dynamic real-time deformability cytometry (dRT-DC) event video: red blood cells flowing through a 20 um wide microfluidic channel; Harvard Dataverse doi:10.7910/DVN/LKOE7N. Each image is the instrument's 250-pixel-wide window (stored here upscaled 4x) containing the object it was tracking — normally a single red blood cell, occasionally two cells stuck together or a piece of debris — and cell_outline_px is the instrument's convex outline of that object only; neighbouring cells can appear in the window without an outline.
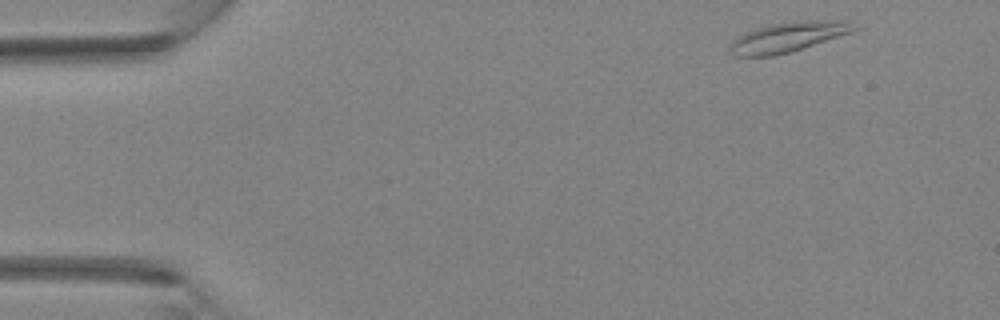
{"species": "Egyptian fruit bat (a non-hibernating species)", "species_latin": "Rousettus aegyptiacus", "temperature_condition": "room temperature", "stored_images_in_passage": 3, "camera_frame_rate_fps": 3000, "um_per_image_px": 0.085, "animal": {"sex": "female"}, "frame": {"image": 1, "passage_image": 1, "time_ms": 0.0, "image_size_px": [1000, 320], "cell_outline_px": [[856, 28], [852, 32], [788, 52], [772, 56], [740, 56], [732, 52], [732, 44], [740, 36], [756, 28], [772, 24], [796, 20], [848, 20]], "centroid_in_image_um": [67.05, 3.12], "position_along_channel_um": 18.0, "area_um2": 20.87}}